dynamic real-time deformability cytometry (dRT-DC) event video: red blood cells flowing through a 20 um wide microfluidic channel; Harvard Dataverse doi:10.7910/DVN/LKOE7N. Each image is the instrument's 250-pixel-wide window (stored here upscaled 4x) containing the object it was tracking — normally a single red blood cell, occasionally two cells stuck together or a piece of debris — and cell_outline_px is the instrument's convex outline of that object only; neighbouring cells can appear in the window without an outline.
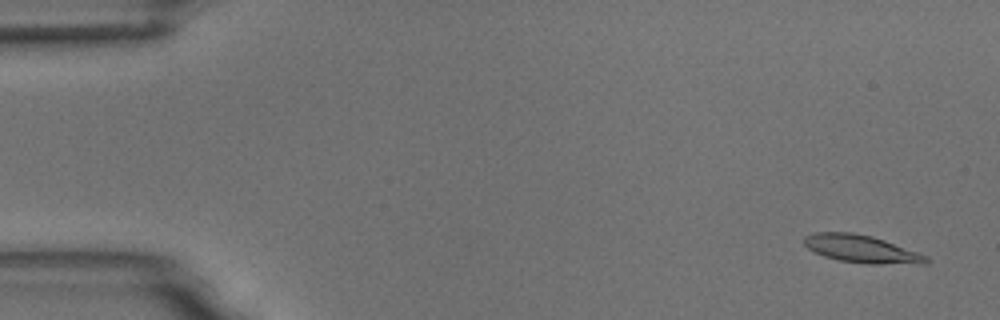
{"species": "common noctule bat (a hibernating species)", "species_latin": "Nyctalus noctula", "temperature_condition": "room temperature", "stored_images_in_passage": 6, "camera_frame_rate_fps": 3000, "um_per_image_px": 0.085, "animal": {"sex": "male", "body_mass_g": 18.8}, "frame": {"image": 1, "passage_image": 1, "time_ms": 0.0, "image_size_px": [1000, 320], "cell_outline_px": [[932, 260], [928, 264], [868, 264], [836, 260], [824, 256], [808, 248], [804, 244], [804, 236], [816, 232], [852, 232], [872, 236], [884, 240], [928, 256]], "centroid_in_image_um": [73.26, 21.17], "position_along_channel_um": 11.7, "area_um2": 19.83}}
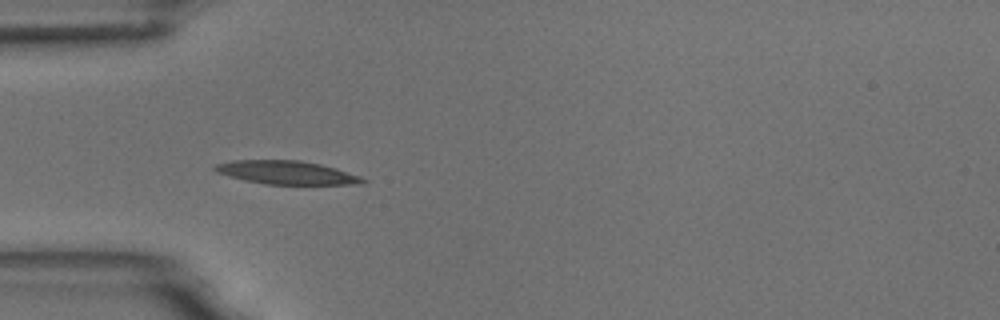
{"frame": {"image": 2, "passage_image": 5, "time_ms": 4.667, "image_size_px": [1000, 320], "cell_outline_px": [[368, 180], [364, 184], [264, 184], [244, 180], [228, 176], [216, 172], [212, 168], [216, 164], [232, 160], [300, 160], [320, 164], [336, 168], [360, 176]], "centroid_in_image_um": [24.36, 14.66], "position_along_channel_um": 60.6, "area_um2": 20.23}}